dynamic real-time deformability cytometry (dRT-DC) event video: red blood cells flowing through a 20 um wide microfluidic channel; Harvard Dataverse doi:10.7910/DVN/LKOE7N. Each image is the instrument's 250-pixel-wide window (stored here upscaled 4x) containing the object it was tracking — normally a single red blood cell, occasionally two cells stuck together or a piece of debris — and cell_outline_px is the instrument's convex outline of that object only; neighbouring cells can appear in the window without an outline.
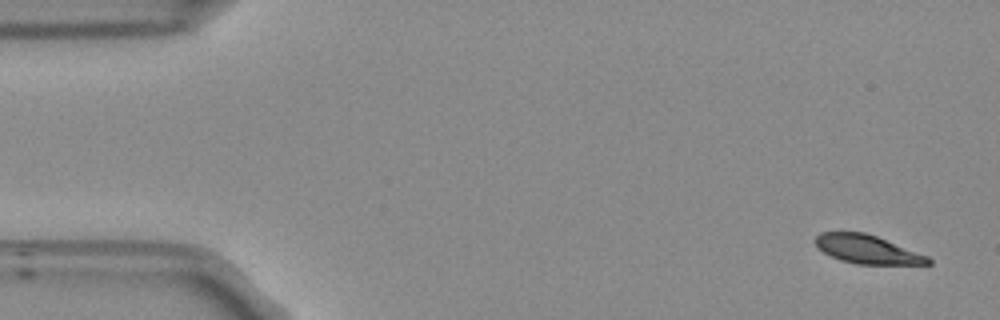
{"species": "Egyptian fruit bat (a non-hibernating species)", "species_latin": "Rousettus aegyptiacus", "temperature_condition": "room temperature", "stored_images_in_passage": 53, "camera_frame_rate_fps": 3000, "um_per_image_px": 0.085, "frame": {"image": 1, "passage_image": 1, "time_ms": 0.0, "image_size_px": [1000, 320], "cell_outline_px": [[932, 264], [856, 264], [840, 260], [824, 252], [812, 240], [820, 232], [864, 232], [876, 236], [928, 256], [932, 260]], "centroid_in_image_um": [73.7, 21.19], "position_along_channel_um": 11.3, "area_um2": 18.61}}
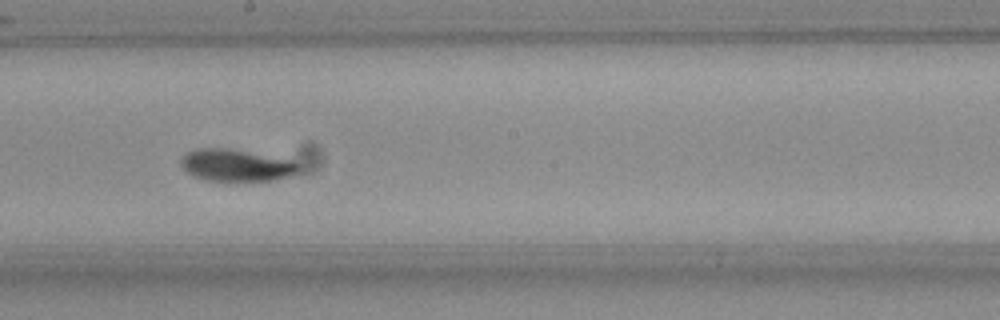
{"frame": {"image": 2, "passage_image": 28, "time_ms": 9.0, "image_size_px": [1000, 320], "cell_outline_px": [[300, 172], [288, 176], [272, 180], [204, 180], [192, 176], [180, 164], [180, 160], [188, 152], [200, 148], [224, 148], [292, 160], [300, 164]], "centroid_in_image_um": [20.08, 14.05], "position_along_channel_um": 228.1, "area_um2": 21.56}}
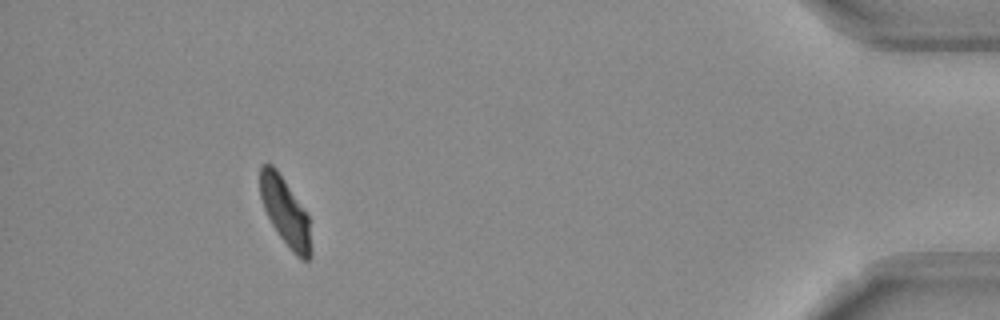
{"frame": {"image": 3, "passage_image": 48, "time_ms": 15.667, "image_size_px": [1000, 320], "cell_outline_px": [[312, 256], [308, 260], [300, 260], [288, 248], [272, 224], [264, 208], [260, 196], [260, 168], [264, 164], [272, 164], [276, 168], [308, 216], [312, 248]], "centroid_in_image_um": [24.26, 18.06], "position_along_channel_um": 410.9, "area_um2": 19.94}, "authors_computed_cell_mechanics": {"area_um2": 21.5016, "velocity_mm_per_s": 3.7127, "shape_relaxation_time_tau1_ms": 3.5451, "shape_relaxation_time_tau2_ms": 2.8126, "deformation_change_tau1": 0.1238, "deformation_change_tau2": 0.0461}}